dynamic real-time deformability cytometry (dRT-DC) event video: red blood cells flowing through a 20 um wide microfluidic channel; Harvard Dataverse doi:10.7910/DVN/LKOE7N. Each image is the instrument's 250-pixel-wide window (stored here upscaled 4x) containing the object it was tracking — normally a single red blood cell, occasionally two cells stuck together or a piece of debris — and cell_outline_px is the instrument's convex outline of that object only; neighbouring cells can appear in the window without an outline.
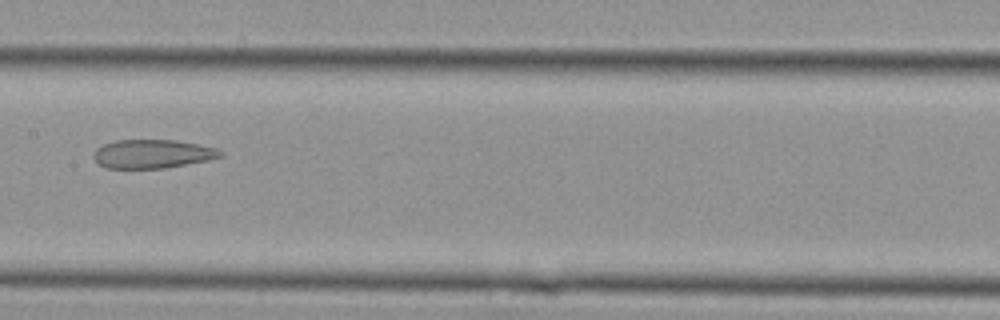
{"species": "Egyptian fruit bat (a non-hibernating species)", "species_latin": "Rousettus aegyptiacus", "temperature_condition": "cold", "stored_images_in_passage": 12, "camera_frame_rate_fps": 3000, "um_per_image_px": 0.085, "animal": {"sex": "female"}, "frame": {"image": 1, "passage_image": 9, "time_ms": 2.667, "image_size_px": [1000, 320], "cell_outline_px": [[224, 156], [208, 160], [164, 168], [104, 168], [92, 156], [92, 152], [96, 148], [104, 144], [116, 140], [176, 140], [216, 148], [224, 152]], "centroid_in_image_um": [12.95, 13.08], "position_along_channel_um": 194.5, "area_um2": 21.21}}
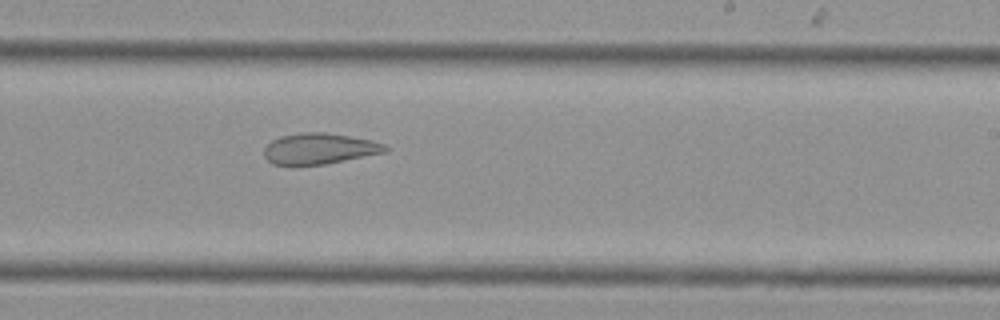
{"frame": {"image": 2, "passage_image": 12, "time_ms": 3.667, "image_size_px": [1000, 320], "cell_outline_px": [[388, 152], [324, 164], [292, 168], [272, 164], [264, 156], [264, 148], [272, 140], [280, 136], [300, 132], [324, 132], [348, 136], [368, 140], [384, 144], [388, 148]], "centroid_in_image_um": [27.07, 12.67], "position_along_channel_um": 261.9, "area_um2": 22.31}}